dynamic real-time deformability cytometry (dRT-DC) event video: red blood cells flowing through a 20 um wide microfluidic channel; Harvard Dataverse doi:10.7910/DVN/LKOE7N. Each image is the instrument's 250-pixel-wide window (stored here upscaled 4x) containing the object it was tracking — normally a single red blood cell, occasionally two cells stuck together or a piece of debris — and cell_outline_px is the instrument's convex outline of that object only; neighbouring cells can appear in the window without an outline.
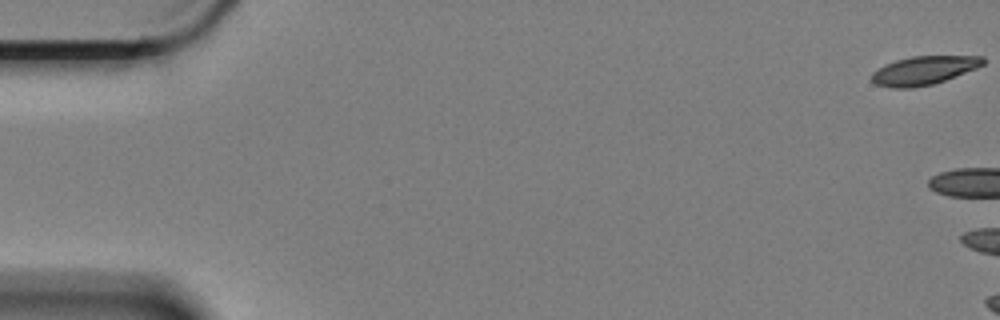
{"species": "Egyptian fruit bat (a non-hibernating species)", "species_latin": "Rousettus aegyptiacus", "temperature_condition": "cold", "stored_images_in_passage": 7, "camera_frame_rate_fps": 3000, "um_per_image_px": 0.085, "animal": {"sex": "female"}, "frame": {"image": 1, "passage_image": 1, "time_ms": 0.0, "image_size_px": [1000, 320], "cell_outline_px": [[984, 64], [976, 68], [944, 80], [932, 84], [912, 88], [892, 88], [876, 84], [872, 80], [872, 72], [884, 64], [896, 60], [912, 56], [984, 56]], "centroid_in_image_um": [78.5, 5.98], "position_along_channel_um": 6.5, "area_um2": 18.38}}